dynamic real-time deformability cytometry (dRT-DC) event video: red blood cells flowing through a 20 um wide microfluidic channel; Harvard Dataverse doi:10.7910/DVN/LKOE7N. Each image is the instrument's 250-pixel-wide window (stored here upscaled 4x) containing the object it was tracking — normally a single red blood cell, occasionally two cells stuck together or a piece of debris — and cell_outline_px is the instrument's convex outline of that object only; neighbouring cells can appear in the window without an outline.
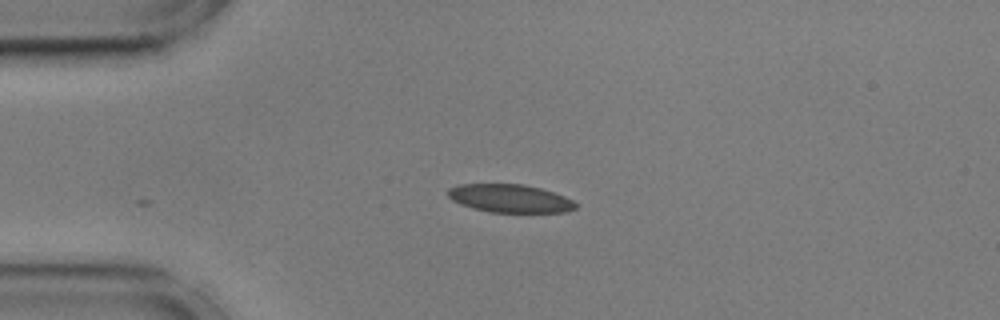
{"species": "common noctule bat (a hibernating species)", "species_latin": "Nyctalus noctula", "temperature_condition": "cold", "stored_images_in_passage": 9, "camera_frame_rate_fps": 3000, "um_per_image_px": 0.085, "animal": {"sex": "male", "body_mass_g": 17.9, "forearm_length_mm": 54.2}, "frame": {"image": 1, "passage_image": 1, "time_ms": 0.0, "image_size_px": [1000, 320], "cell_outline_px": [[576, 208], [568, 212], [488, 212], [472, 208], [460, 204], [452, 200], [448, 196], [448, 188], [460, 184], [524, 184], [540, 188], [564, 196], [572, 200], [576, 204]], "centroid_in_image_um": [43.32, 16.87], "position_along_channel_um": 41.7, "area_um2": 20.92}}